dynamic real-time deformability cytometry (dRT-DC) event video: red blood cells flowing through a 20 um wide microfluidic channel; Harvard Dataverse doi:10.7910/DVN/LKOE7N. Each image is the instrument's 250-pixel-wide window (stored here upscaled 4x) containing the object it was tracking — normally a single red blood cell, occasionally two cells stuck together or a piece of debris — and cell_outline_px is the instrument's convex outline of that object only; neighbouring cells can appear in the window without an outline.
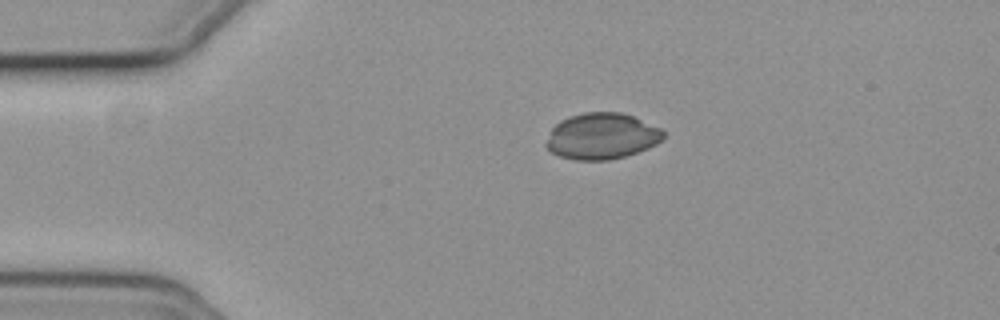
{"species": "common noctule bat (a hibernating species)", "species_latin": "Nyctalus noctula", "temperature_condition": "cold", "stored_images_in_passage": 45, "camera_frame_rate_fps": 3000, "um_per_image_px": 0.085, "animal": {"sex": "female", "body_mass_g": 19.3, "forearm_length_mm": 54.1}, "frame": {"image": 1, "passage_image": 1, "time_ms": 0.0, "image_size_px": [1000, 320], "cell_outline_px": [[664, 140], [648, 148], [624, 156], [608, 160], [576, 160], [560, 156], [552, 152], [544, 144], [552, 128], [560, 120], [568, 116], [584, 112], [620, 112], [632, 116], [660, 128], [664, 132]], "centroid_in_image_um": [51.14, 11.57], "position_along_channel_um": 33.9, "area_um2": 31.5}}
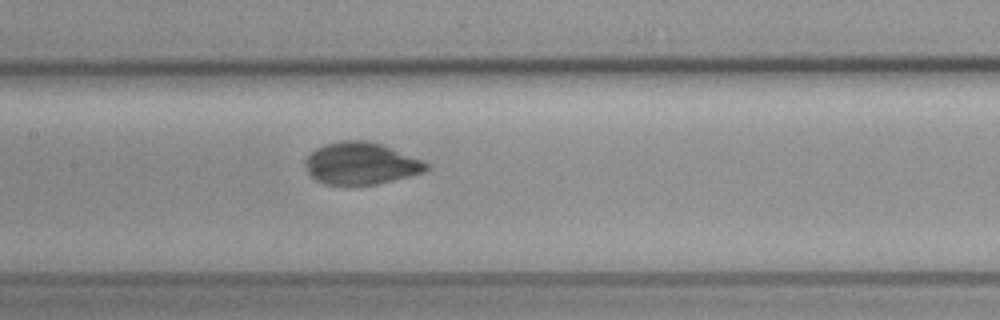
{"frame": {"image": 2, "passage_image": 16, "time_ms": 5.0, "image_size_px": [1000, 320], "cell_outline_px": [[428, 168], [424, 172], [376, 184], [324, 184], [316, 180], [308, 172], [304, 164], [304, 160], [308, 152], [324, 144], [344, 140], [368, 140], [384, 144], [424, 160], [428, 164]], "centroid_in_image_um": [30.67, 13.86], "position_along_channel_um": 176.7, "area_um2": 29.88}}
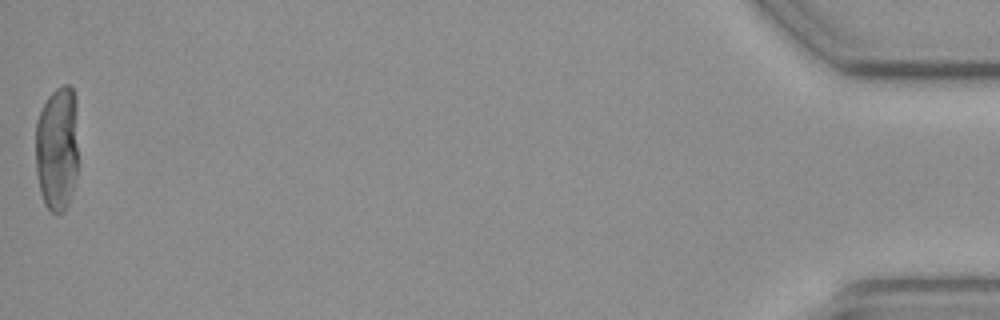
{"frame": {"image": 3, "passage_image": 45, "time_ms": 14.667, "image_size_px": [1000, 320], "cell_outline_px": [[76, 176], [72, 192], [68, 204], [64, 212], [52, 212], [44, 204], [40, 192], [36, 172], [36, 120], [48, 96], [56, 88], [64, 84], [68, 84], [72, 88], [76, 96]], "centroid_in_image_um": [4.84, 12.6], "position_along_channel_um": 430.4, "area_um2": 31.21}}